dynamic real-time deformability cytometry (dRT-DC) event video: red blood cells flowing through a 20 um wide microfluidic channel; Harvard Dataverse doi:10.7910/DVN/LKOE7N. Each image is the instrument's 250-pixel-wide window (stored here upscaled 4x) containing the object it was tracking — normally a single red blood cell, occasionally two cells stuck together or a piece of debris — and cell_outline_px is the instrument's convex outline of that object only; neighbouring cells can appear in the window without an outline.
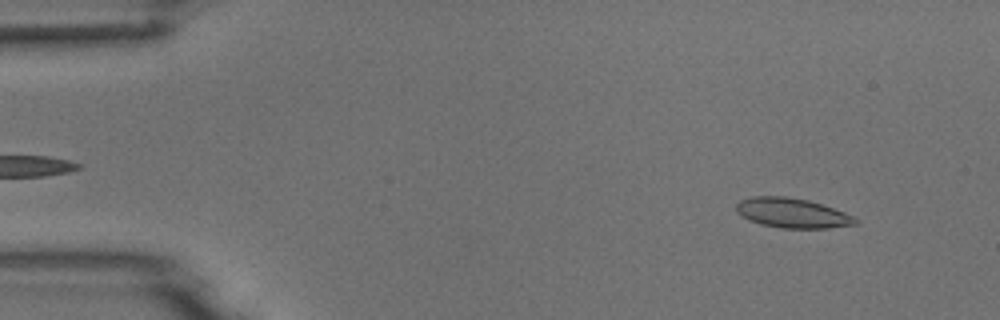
{"species": "common noctule bat (a hibernating species)", "species_latin": "Nyctalus noctula", "temperature_condition": "room temperature", "stored_images_in_passage": 3, "camera_frame_rate_fps": 3000, "um_per_image_px": 0.085, "animal": {"sex": "male", "body_mass_g": 18.8}, "frame": {"image": 1, "passage_image": 1, "time_ms": 0.0, "image_size_px": [1000, 320], "cell_outline_px": [[860, 220], [856, 224], [828, 228], [780, 228], [760, 224], [748, 220], [736, 212], [736, 204], [740, 200], [752, 196], [784, 196], [808, 200], [844, 212]], "centroid_in_image_um": [67.3, 18.11], "position_along_channel_um": 17.7, "area_um2": 20.63}}
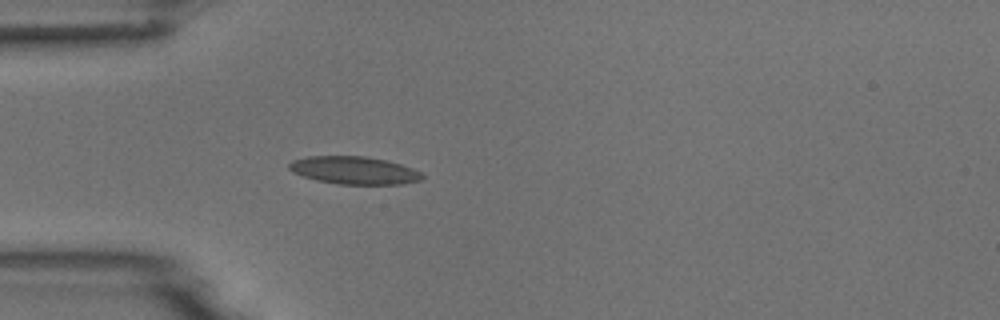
{"frame": {"image": 2, "passage_image": 3, "time_ms": 3.333, "image_size_px": [1000, 320], "cell_outline_px": [[424, 176], [420, 180], [404, 184], [336, 184], [316, 180], [292, 172], [288, 168], [288, 164], [292, 160], [308, 156], [368, 156], [400, 164], [412, 168], [420, 172]], "centroid_in_image_um": [30.08, 14.48], "position_along_channel_um": 54.9, "area_um2": 21.5}}